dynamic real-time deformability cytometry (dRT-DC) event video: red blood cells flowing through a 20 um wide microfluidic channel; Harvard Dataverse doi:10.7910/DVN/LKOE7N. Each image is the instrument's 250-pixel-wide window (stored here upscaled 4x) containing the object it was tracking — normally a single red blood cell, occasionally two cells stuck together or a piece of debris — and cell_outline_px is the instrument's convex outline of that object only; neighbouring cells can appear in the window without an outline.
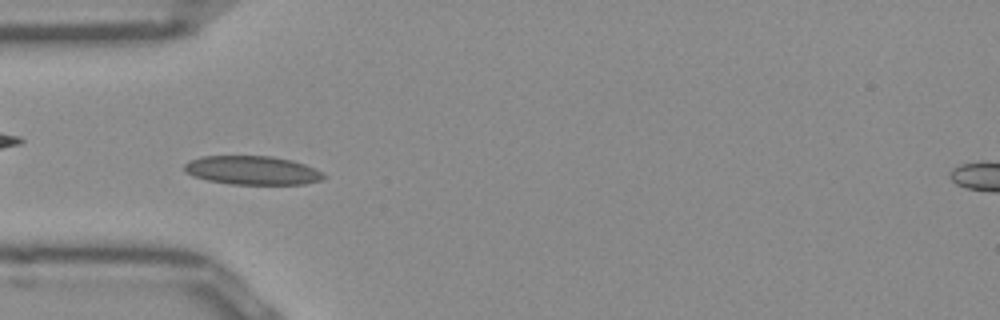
{"species": "Egyptian fruit bat (a non-hibernating species)", "species_latin": "Rousettus aegyptiacus", "temperature_condition": "room temperature", "stored_images_in_passage": 43, "camera_frame_rate_fps": 3000, "um_per_image_px": 0.085, "frame": {"image": 1, "passage_image": 7, "time_ms": 2.0, "image_size_px": [1000, 320], "cell_outline_px": [[328, 176], [320, 180], [304, 184], [232, 184], [208, 180], [192, 176], [184, 172], [184, 164], [192, 160], [204, 156], [268, 156], [292, 160], [304, 164], [324, 172]], "centroid_in_image_um": [21.46, 14.48], "position_along_channel_um": 63.5, "area_um2": 23.29}}
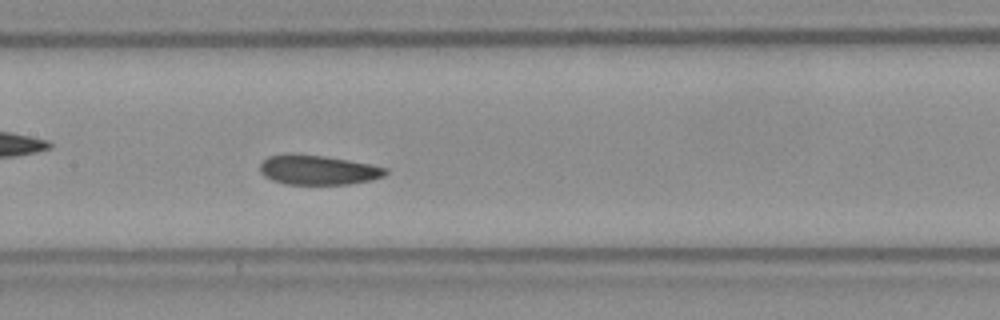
{"frame": {"image": 2, "passage_image": 16, "time_ms": 5.0, "image_size_px": [1000, 320], "cell_outline_px": [[388, 172], [384, 176], [368, 180], [348, 184], [284, 184], [272, 180], [264, 176], [260, 172], [260, 164], [268, 156], [288, 152], [324, 156], [348, 160], [388, 168]], "centroid_in_image_um": [26.97, 14.43], "position_along_channel_um": 180.4, "area_um2": 21.73}}
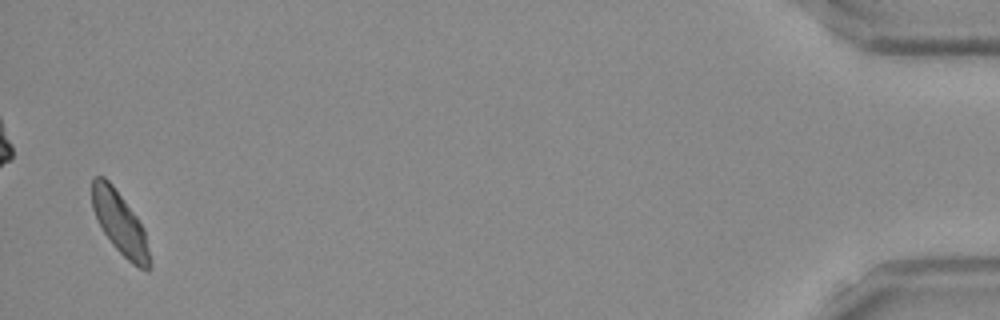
{"frame": {"image": 3, "passage_image": 42, "time_ms": 13.667, "image_size_px": [1000, 320], "cell_outline_px": [[152, 268], [148, 272], [132, 264], [112, 244], [104, 232], [92, 208], [92, 176], [104, 176], [112, 184], [136, 216], [144, 228], [152, 264]], "centroid_in_image_um": [10.22, 18.99], "position_along_channel_um": 425.0, "area_um2": 20.92}, "authors_computed_cell_mechanics": {"area_um2": 21.964, "velocity_mm_per_s": 3.8821, "shape_relaxation_time_tau1_ms": 6.5183, "shape_relaxation_time_tau2_ms": 1.4017, "deformation_change_tau1": 0.1192, "deformation_change_tau2": 0.0519}}